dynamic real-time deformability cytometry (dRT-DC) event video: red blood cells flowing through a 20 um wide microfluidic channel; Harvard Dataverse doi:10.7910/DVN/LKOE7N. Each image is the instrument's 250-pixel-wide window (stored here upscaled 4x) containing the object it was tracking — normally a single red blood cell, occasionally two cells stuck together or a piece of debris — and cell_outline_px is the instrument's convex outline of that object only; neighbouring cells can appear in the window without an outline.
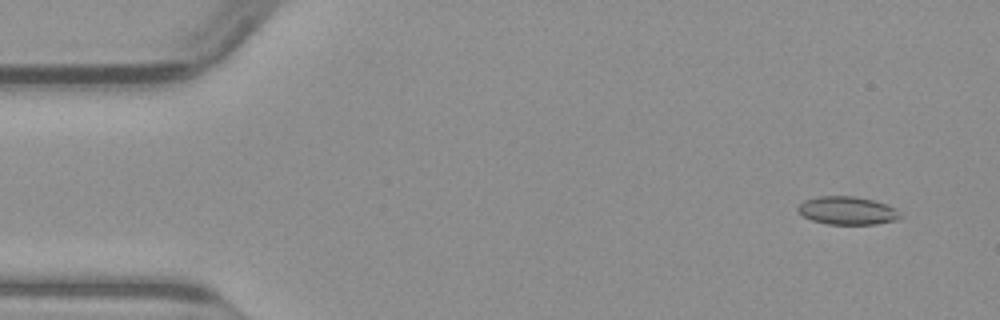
{"species": "common noctule bat (a hibernating species)", "species_latin": "Nyctalus noctula", "temperature_condition": "warm", "stored_images_in_passage": 49, "camera_frame_rate_fps": 3000, "um_per_image_px": 0.085, "animal": {"sex": "male", "body_mass_g": 23.1, "forearm_length_mm": 52.7}, "frame": {"image": 1, "passage_image": 3, "time_ms": 0.667, "image_size_px": [1000, 320], "cell_outline_px": [[904, 216], [896, 220], [876, 224], [828, 224], [812, 220], [804, 216], [796, 208], [804, 200], [820, 196], [852, 196], [872, 200], [888, 204], [896, 208]], "centroid_in_image_um": [72.07, 17.9], "position_along_channel_um": 12.9, "area_um2": 16.76}}
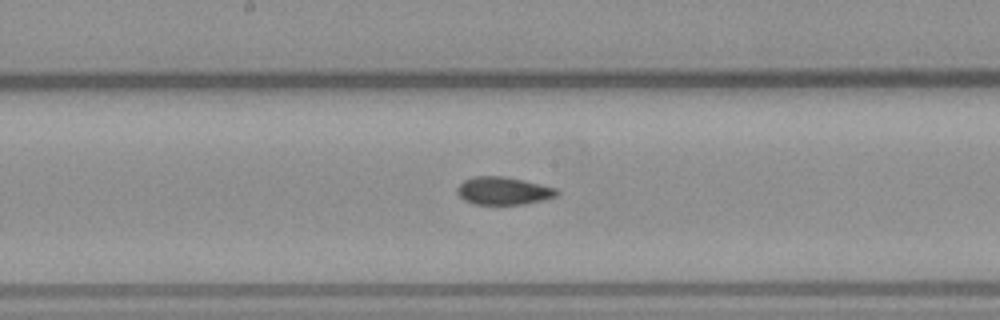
{"frame": {"image": 2, "passage_image": 25, "time_ms": 8.0, "image_size_px": [1000, 320], "cell_outline_px": [[560, 192], [556, 196], [544, 200], [524, 204], [472, 204], [464, 200], [456, 192], [456, 188], [464, 180], [476, 176], [500, 176], [540, 184], [556, 188]], "centroid_in_image_um": [42.77, 16.23], "position_along_channel_um": 205.4, "area_um2": 16.01}}
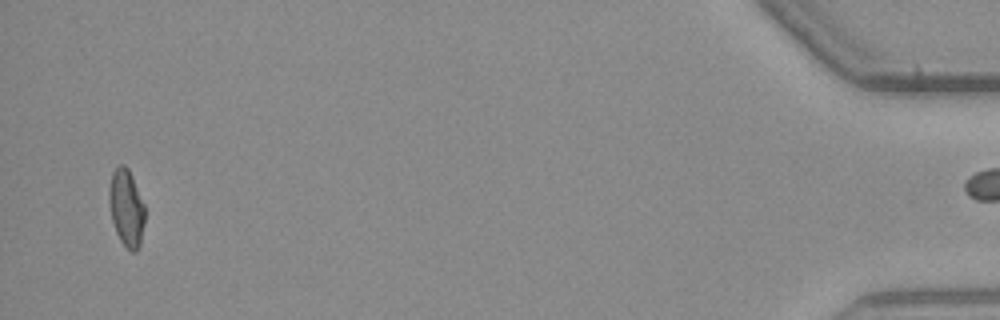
{"frame": {"image": 3, "passage_image": 48, "time_ms": 15.667, "image_size_px": [1000, 320], "cell_outline_px": [[144, 224], [140, 244], [136, 252], [132, 252], [120, 240], [116, 232], [112, 220], [108, 200], [108, 188], [112, 172], [120, 164], [124, 164], [128, 168], [132, 176], [144, 204]], "centroid_in_image_um": [10.73, 17.65], "position_along_channel_um": 424.5, "area_um2": 16.07}}